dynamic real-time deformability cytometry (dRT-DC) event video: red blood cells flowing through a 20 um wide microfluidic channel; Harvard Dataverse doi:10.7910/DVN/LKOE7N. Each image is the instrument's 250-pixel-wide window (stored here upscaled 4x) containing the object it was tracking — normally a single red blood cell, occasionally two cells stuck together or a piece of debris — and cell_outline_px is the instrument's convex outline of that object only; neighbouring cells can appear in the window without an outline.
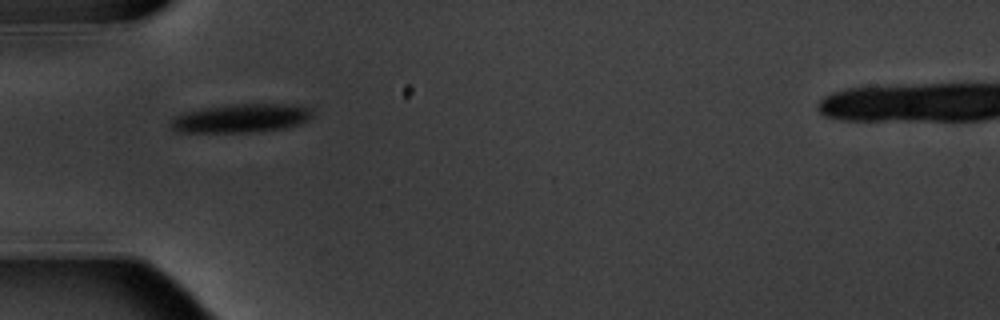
{"species": "common noctule bat (a hibernating species)", "species_latin": "Nyctalus noctula", "temperature_condition": "warm", "stored_images_in_passage": 2, "camera_frame_rate_fps": 3000, "um_per_image_px": 0.085, "animal": {"sex": "male", "body_mass_g": 20.1, "forearm_length_mm": 53.5}, "frame": {"image": 1, "passage_image": 1, "time_ms": 0.0, "image_size_px": [1000, 320], "cell_outline_px": [[312, 116], [308, 120], [300, 124], [288, 128], [252, 132], [180, 132], [172, 128], [168, 124], [168, 120], [172, 116], [180, 112], [200, 108], [224, 104], [304, 104], [312, 108]], "centroid_in_image_um": [20.47, 10.03], "position_along_channel_um": 64.5, "area_um2": 24.51}}